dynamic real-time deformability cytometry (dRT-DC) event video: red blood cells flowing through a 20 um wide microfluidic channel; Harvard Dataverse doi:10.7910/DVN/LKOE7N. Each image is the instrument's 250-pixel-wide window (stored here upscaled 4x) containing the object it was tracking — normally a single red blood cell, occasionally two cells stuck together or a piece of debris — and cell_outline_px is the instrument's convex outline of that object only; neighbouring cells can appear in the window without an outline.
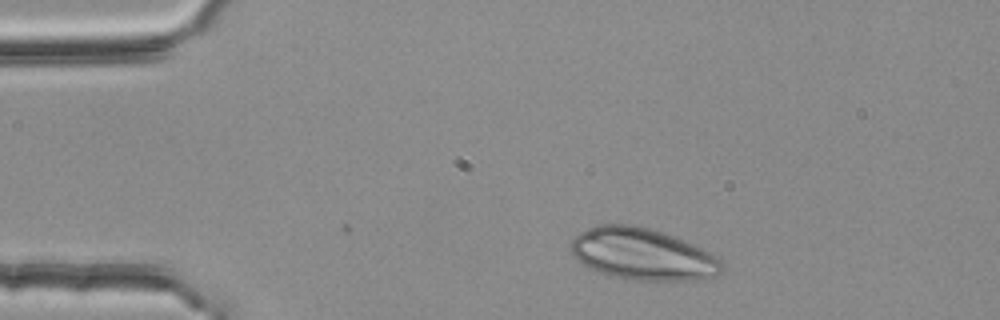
{"species": "common noctule bat (a hibernating species)", "species_latin": "Nyctalus noctula", "temperature_condition": "room temperature", "stored_images_in_passage": 4, "camera_frame_rate_fps": 3000, "um_per_image_px": 0.085, "animal": {"sex": "female", "body_mass_g": 25.1}, "frame": {"image": 1, "passage_image": 4, "time_ms": 1.0, "image_size_px": [1000, 320], "cell_outline_px": [[724, 268], [716, 276], [696, 280], [632, 280], [612, 276], [588, 268], [572, 256], [568, 248], [568, 244], [572, 236], [596, 224], [632, 224], [664, 232], [704, 248], [720, 256], [724, 260]], "centroid_in_image_um": [54.62, 21.59], "position_along_channel_um": 30.4, "area_um2": 46.53}}